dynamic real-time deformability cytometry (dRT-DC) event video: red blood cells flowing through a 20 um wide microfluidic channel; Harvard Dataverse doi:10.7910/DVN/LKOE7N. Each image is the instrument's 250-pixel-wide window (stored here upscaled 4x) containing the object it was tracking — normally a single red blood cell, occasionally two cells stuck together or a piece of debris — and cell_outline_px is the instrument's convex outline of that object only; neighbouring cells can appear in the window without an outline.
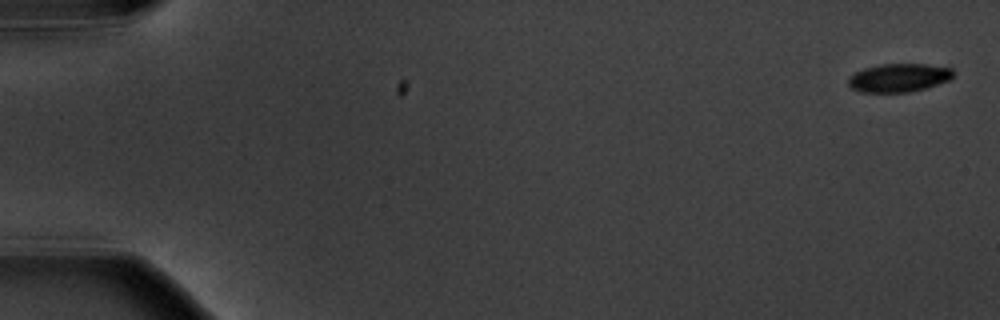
{"species": "common noctule bat (a hibernating species)", "species_latin": "Nyctalus noctula", "temperature_condition": "warm", "stored_images_in_passage": 5, "camera_frame_rate_fps": 3000, "um_per_image_px": 0.085, "animal": {"sex": "male", "body_mass_g": 20.1, "forearm_length_mm": 53.5}, "frame": {"image": 1, "passage_image": 1, "time_ms": 0.0, "image_size_px": [1000, 320], "cell_outline_px": [[952, 76], [948, 80], [924, 88], [908, 92], [860, 92], [852, 88], [848, 84], [848, 76], [864, 68], [880, 64], [924, 64], [952, 68]], "centroid_in_image_um": [76.34, 6.6], "position_along_channel_um": 8.7, "area_um2": 17.17}}
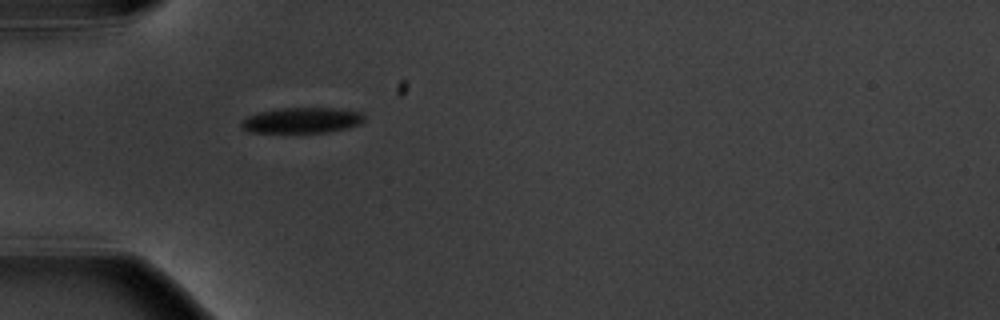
{"frame": {"image": 2, "passage_image": 5, "time_ms": 5.667, "image_size_px": [1000, 320], "cell_outline_px": [[364, 120], [360, 124], [328, 132], [248, 132], [240, 128], [240, 120], [248, 116], [260, 112], [280, 108], [332, 108], [360, 112], [364, 116]], "centroid_in_image_um": [25.6, 10.23], "position_along_channel_um": 59.4, "area_um2": 18.21}}